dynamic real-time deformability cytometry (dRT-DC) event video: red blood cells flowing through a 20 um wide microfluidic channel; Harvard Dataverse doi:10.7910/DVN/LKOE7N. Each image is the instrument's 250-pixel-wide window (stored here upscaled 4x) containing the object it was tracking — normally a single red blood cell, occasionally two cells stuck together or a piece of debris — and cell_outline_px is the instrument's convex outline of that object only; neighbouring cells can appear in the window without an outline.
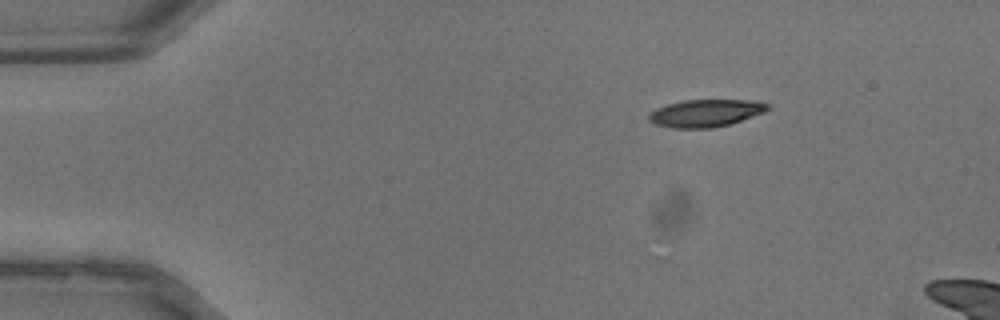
{"species": "common noctule bat (a hibernating species)", "species_latin": "Nyctalus noctula", "temperature_condition": "warm", "stored_images_in_passage": 5, "camera_frame_rate_fps": 3000, "um_per_image_px": 0.085, "animal": {"sex": "male", "body_mass_g": 13.3}, "frame": {"image": 1, "passage_image": 1, "time_ms": 0.0, "image_size_px": [1000, 320], "cell_outline_px": [[772, 108], [764, 112], [728, 124], [712, 128], [672, 128], [656, 124], [648, 120], [648, 116], [656, 108], [668, 104], [684, 100], [756, 100], [768, 104]], "centroid_in_image_um": [59.99, 9.61], "position_along_channel_um": 25.0, "area_um2": 18.84}}